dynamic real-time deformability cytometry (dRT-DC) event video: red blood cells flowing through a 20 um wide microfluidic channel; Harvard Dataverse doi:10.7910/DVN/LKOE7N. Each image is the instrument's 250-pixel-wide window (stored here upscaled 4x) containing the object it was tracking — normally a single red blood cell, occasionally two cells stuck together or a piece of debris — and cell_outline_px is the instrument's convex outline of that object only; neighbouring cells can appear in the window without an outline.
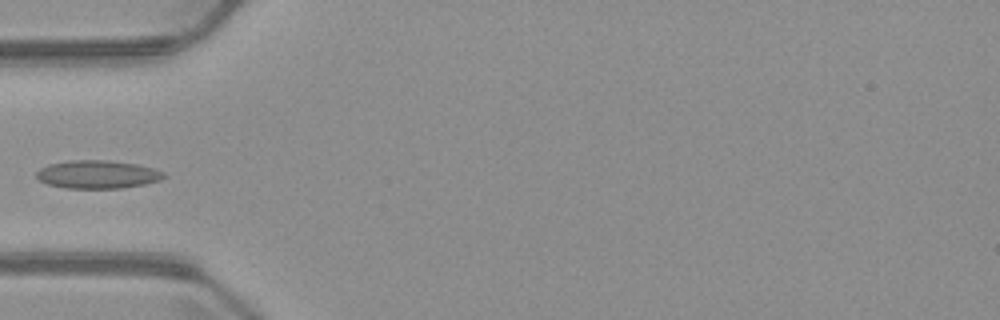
{"species": "common noctule bat (a hibernating species)", "species_latin": "Nyctalus noctula", "temperature_condition": "warm", "stored_images_in_passage": 3, "camera_frame_rate_fps": 3000, "um_per_image_px": 0.085, "animal": {"sex": "male", "body_mass_g": 23.1, "forearm_length_mm": 52.7}, "frame": {"image": 1, "passage_image": 3, "time_ms": 2.333, "image_size_px": [1000, 320], "cell_outline_px": [[168, 176], [160, 180], [144, 184], [120, 188], [64, 188], [48, 184], [40, 180], [36, 176], [36, 172], [40, 168], [48, 164], [68, 160], [108, 160], [136, 164], [156, 168], [164, 172]], "centroid_in_image_um": [8.31, 14.81], "position_along_channel_um": 76.7, "area_um2": 21.04}}